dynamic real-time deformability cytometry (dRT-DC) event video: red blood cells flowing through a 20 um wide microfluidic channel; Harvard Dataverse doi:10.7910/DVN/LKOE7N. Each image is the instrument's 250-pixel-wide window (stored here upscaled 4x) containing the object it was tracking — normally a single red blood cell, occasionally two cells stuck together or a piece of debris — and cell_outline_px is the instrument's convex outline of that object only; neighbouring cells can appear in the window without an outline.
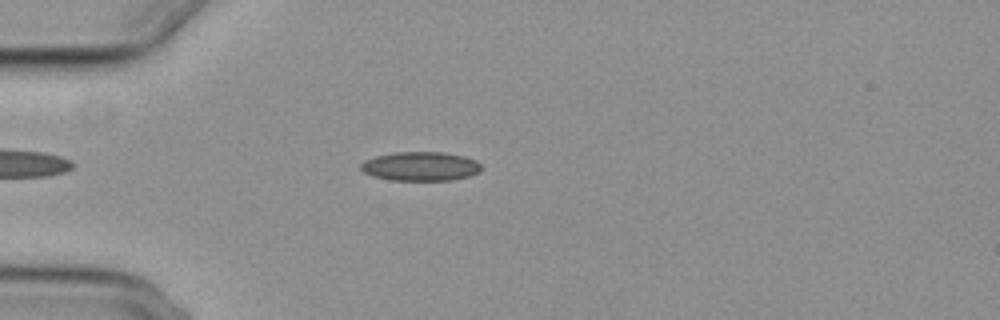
{"species": "common noctule bat (a hibernating species)", "species_latin": "Nyctalus noctula", "temperature_condition": "cold", "stored_images_in_passage": 47, "camera_frame_rate_fps": 3000, "um_per_image_px": 0.085, "animal": {"sex": "female", "body_mass_g": 29.2, "forearm_length_mm": 56.3}, "frame": {"image": 1, "passage_image": 7, "time_ms": 2.0, "image_size_px": [1000, 320], "cell_outline_px": [[480, 172], [468, 176], [452, 180], [388, 180], [372, 176], [364, 172], [360, 168], [360, 164], [364, 160], [376, 156], [396, 152], [444, 152], [464, 156], [476, 160], [480, 164]], "centroid_in_image_um": [35.73, 14.13], "position_along_channel_um": 49.3, "area_um2": 20.46}}
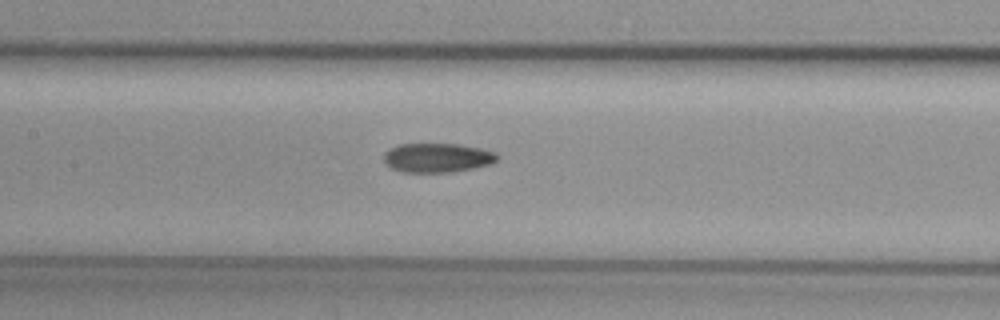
{"frame": {"image": 2, "passage_image": 18, "time_ms": 5.667, "image_size_px": [1000, 320], "cell_outline_px": [[500, 156], [492, 164], [452, 172], [400, 172], [384, 164], [384, 152], [388, 148], [400, 144], [460, 144], [480, 148], [496, 152]], "centroid_in_image_um": [37.16, 13.4], "position_along_channel_um": 170.2, "area_um2": 19.54}}
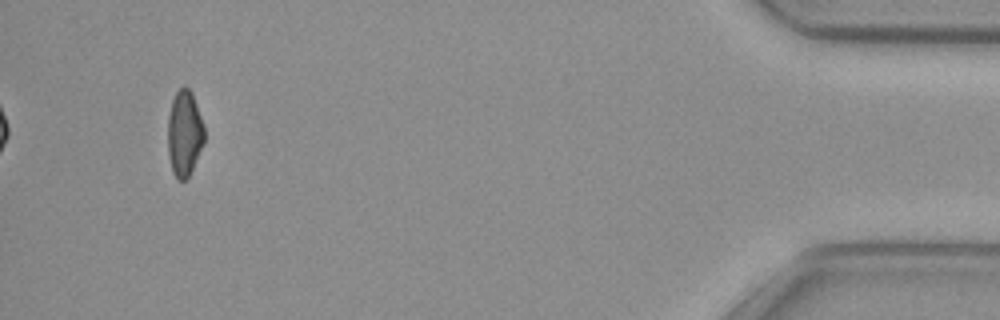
{"frame": {"image": 3, "passage_image": 44, "time_ms": 14.333, "image_size_px": [1000, 320], "cell_outline_px": [[204, 140], [192, 168], [188, 176], [184, 180], [176, 180], [172, 172], [168, 156], [168, 116], [172, 100], [176, 92], [184, 84], [192, 92], [204, 124]], "centroid_in_image_um": [15.66, 11.31], "position_along_channel_um": 419.5, "area_um2": 18.26}, "authors_computed_cell_mechanics": {"area_um2": 19.363, "velocity_mm_per_s": 3.7413, "shape_relaxation_time_tau1_ms": null, "shape_relaxation_time_tau2_ms": 7.476, "deformation_change_tau1": null, "deformation_change_tau2": 0.1347}}